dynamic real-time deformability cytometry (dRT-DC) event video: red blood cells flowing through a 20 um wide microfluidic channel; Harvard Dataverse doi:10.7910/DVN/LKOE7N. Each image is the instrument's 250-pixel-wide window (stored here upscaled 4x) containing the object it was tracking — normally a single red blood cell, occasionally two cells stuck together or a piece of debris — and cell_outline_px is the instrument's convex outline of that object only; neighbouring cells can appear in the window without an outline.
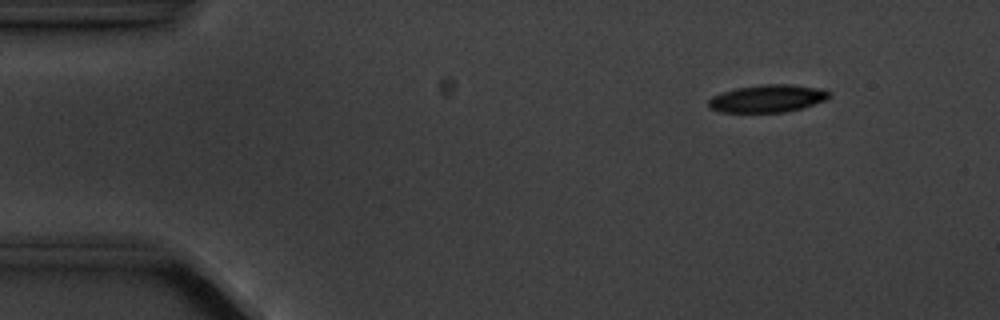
{"species": "common noctule bat (a hibernating species)", "species_latin": "Nyctalus noctula", "temperature_condition": "cold", "stored_images_in_passage": 6, "camera_frame_rate_fps": 3000, "um_per_image_px": 0.085, "animal": {"sex": "male", "body_mass_g": 20.1, "forearm_length_mm": 53.5}, "frame": {"image": 1, "passage_image": 2, "time_ms": 1.333, "image_size_px": [1000, 320], "cell_outline_px": [[828, 96], [824, 100], [800, 108], [784, 112], [720, 112], [712, 108], [708, 104], [708, 100], [712, 96], [736, 88], [764, 84], [788, 84], [816, 88], [828, 92]], "centroid_in_image_um": [65.17, 8.37], "position_along_channel_um": 19.8, "area_um2": 18.84}}
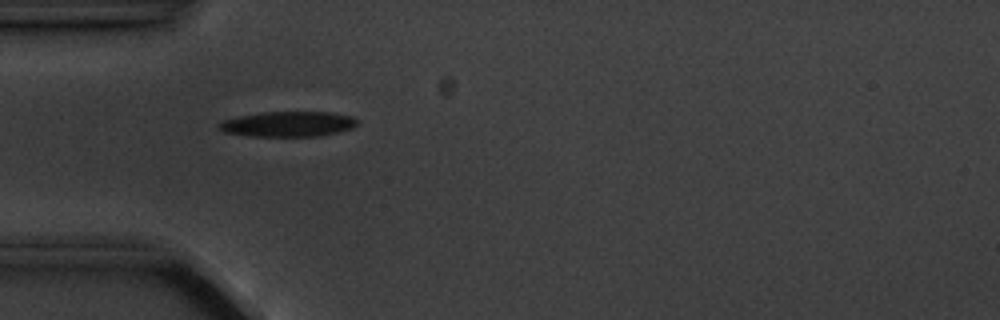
{"frame": {"image": 2, "passage_image": 5, "time_ms": 4.667, "image_size_px": [1000, 320], "cell_outline_px": [[356, 124], [352, 128], [340, 132], [320, 136], [252, 136], [224, 132], [216, 128], [216, 124], [224, 120], [240, 116], [260, 112], [328, 112], [352, 116], [356, 120]], "centroid_in_image_um": [24.46, 10.55], "position_along_channel_um": 60.5, "area_um2": 20.35}}